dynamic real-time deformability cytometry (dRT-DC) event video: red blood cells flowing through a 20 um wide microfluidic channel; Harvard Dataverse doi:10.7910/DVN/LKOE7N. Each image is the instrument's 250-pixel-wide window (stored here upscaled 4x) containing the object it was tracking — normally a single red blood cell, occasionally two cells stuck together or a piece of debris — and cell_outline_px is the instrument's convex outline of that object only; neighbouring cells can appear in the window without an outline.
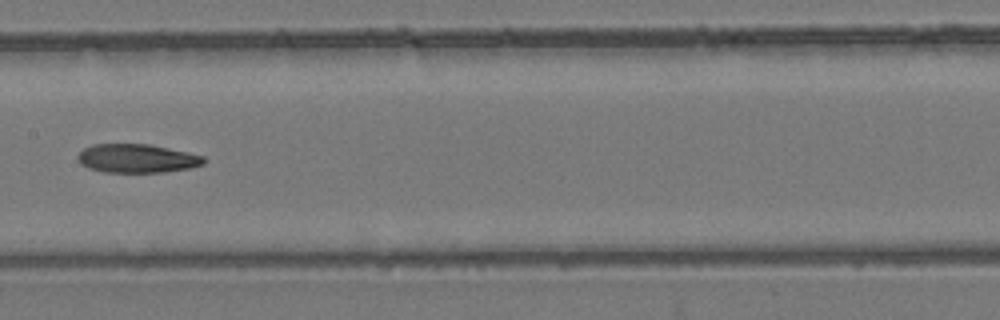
{"species": "common noctule bat (a hibernating species)", "species_latin": "Nyctalus noctula", "temperature_condition": "room temperature", "stored_images_in_passage": 8, "camera_frame_rate_fps": 3000, "um_per_image_px": 0.085, "animal": {"sex": "female", "body_mass_g": 24.6, "forearm_length_mm": 56.2}, "frame": {"image": 1, "passage_image": 8, "time_ms": 9.333, "image_size_px": [1000, 320], "cell_outline_px": [[204, 164], [192, 168], [164, 172], [104, 172], [88, 168], [80, 164], [76, 156], [84, 148], [92, 144], [148, 144], [188, 152], [204, 156]], "centroid_in_image_um": [11.63, 13.47], "position_along_channel_um": 195.8, "area_um2": 21.15}}